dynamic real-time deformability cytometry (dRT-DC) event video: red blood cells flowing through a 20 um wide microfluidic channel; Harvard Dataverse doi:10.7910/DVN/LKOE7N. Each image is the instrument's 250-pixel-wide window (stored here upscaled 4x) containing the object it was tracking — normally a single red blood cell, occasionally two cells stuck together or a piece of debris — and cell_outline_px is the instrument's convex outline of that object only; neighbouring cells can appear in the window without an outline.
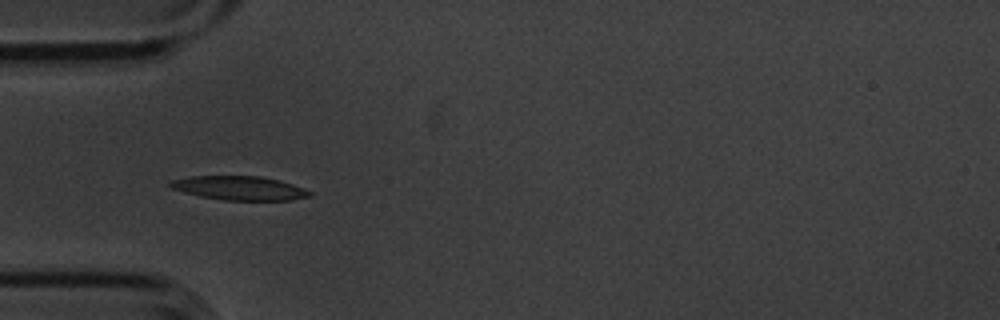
{"species": "common noctule bat (a hibernating species)", "species_latin": "Nyctalus noctula", "temperature_condition": "cold", "stored_images_in_passage": 7, "camera_frame_rate_fps": 3000, "um_per_image_px": 0.085, "animal": {"sex": "male", "body_mass_g": 20.1, "forearm_length_mm": 53.5}, "frame": {"image": 1, "passage_image": 6, "time_ms": 1.667, "image_size_px": [1000, 320], "cell_outline_px": [[312, 196], [292, 200], [224, 200], [200, 196], [184, 192], [172, 188], [168, 184], [172, 180], [188, 176], [260, 176], [280, 180], [304, 188], [312, 192]], "centroid_in_image_um": [20.38, 15.98], "position_along_channel_um": 64.6, "area_um2": 19.48}}
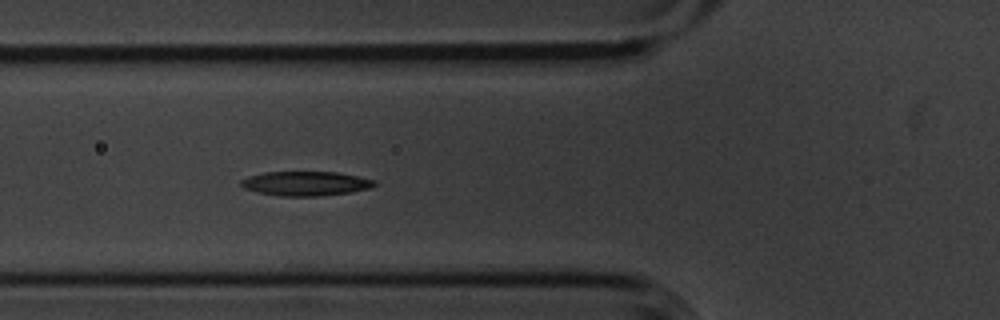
{"frame": {"image": 2, "passage_image": 7, "time_ms": 2.0, "image_size_px": [1000, 320], "cell_outline_px": [[376, 184], [372, 188], [348, 192], [320, 196], [280, 196], [256, 192], [244, 188], [240, 184], [240, 180], [248, 176], [264, 172], [336, 172], [376, 180]], "centroid_in_image_um": [25.95, 15.6], "position_along_channel_um": 99.8, "area_um2": 18.96}}